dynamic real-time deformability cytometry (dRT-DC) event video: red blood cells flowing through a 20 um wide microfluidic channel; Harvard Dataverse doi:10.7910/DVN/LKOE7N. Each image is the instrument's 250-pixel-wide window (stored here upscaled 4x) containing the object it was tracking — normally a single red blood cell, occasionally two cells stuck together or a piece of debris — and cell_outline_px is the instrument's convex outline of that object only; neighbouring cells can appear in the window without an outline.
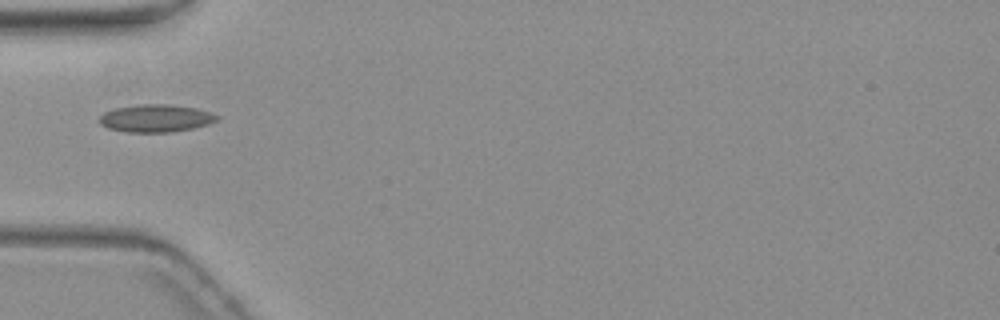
{"species": "common noctule bat (a hibernating species)", "species_latin": "Nyctalus noctula", "temperature_condition": "warm", "stored_images_in_passage": 5, "camera_frame_rate_fps": 3000, "um_per_image_px": 0.085, "animal": {"sex": "female", "body_mass_g": 19.3, "forearm_length_mm": 54.1}, "frame": {"image": 1, "passage_image": 1, "time_ms": 0.0, "image_size_px": [1000, 320], "cell_outline_px": [[220, 116], [216, 120], [208, 124], [192, 128], [168, 132], [128, 132], [108, 128], [100, 124], [100, 116], [104, 112], [112, 108], [140, 104], [168, 104], [196, 108]], "centroid_in_image_um": [13.21, 10.04], "position_along_channel_um": 71.8, "area_um2": 18.79}}
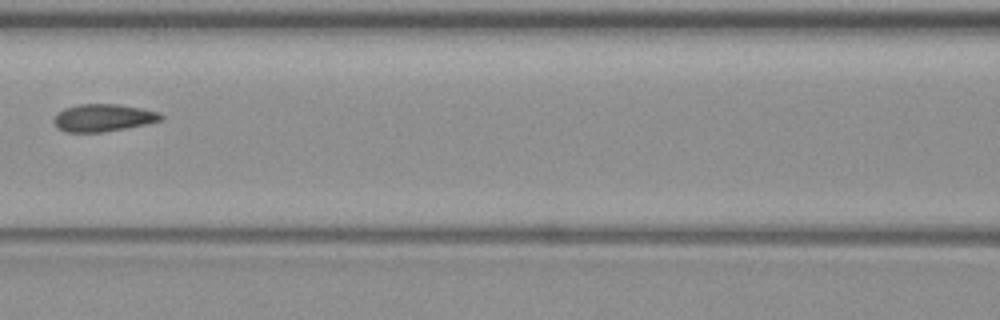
{"frame": {"image": 2, "passage_image": 3, "time_ms": 2.333, "image_size_px": [1000, 320], "cell_outline_px": [[164, 120], [104, 132], [64, 132], [56, 128], [52, 120], [64, 108], [76, 104], [120, 104], [160, 112], [164, 116]], "centroid_in_image_um": [8.76, 10.01], "position_along_channel_um": 157.8, "area_um2": 17.22}}
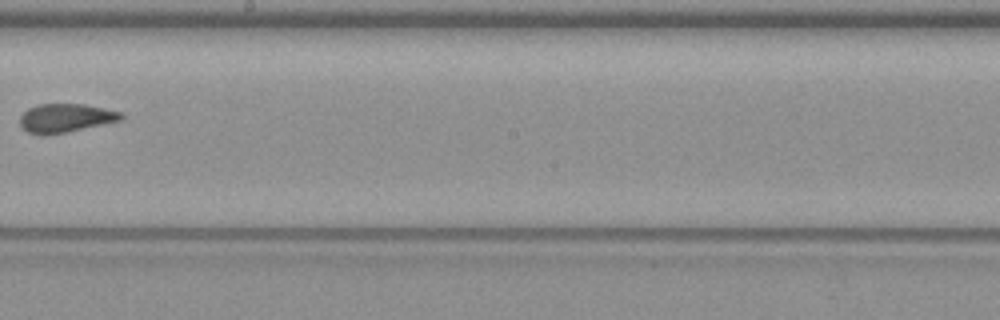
{"frame": {"image": 3, "passage_image": 5, "time_ms": 4.667, "image_size_px": [1000, 320], "cell_outline_px": [[124, 116], [120, 120], [64, 132], [44, 136], [28, 132], [20, 124], [20, 116], [28, 108], [40, 104], [84, 104], [124, 112]], "centroid_in_image_um": [5.56, 10.02], "position_along_channel_um": 242.6, "area_um2": 16.7}}